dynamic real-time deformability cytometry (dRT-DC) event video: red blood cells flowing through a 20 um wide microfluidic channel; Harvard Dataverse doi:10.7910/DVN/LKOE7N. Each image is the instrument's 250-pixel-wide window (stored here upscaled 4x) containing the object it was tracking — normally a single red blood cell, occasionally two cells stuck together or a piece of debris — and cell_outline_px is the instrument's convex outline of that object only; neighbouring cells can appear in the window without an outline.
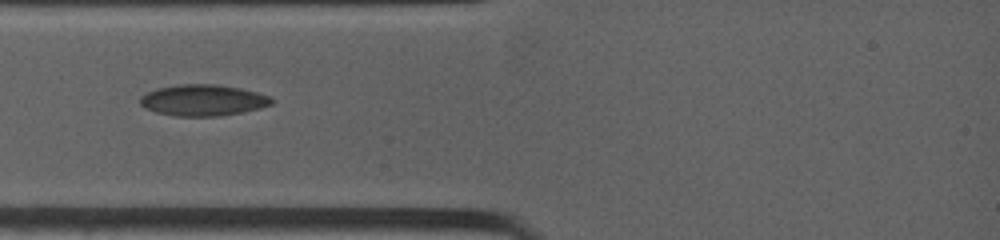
{"species": "common noctule bat (a hibernating species)", "species_latin": "Nyctalus noctula", "temperature_condition": "warm", "stored_images_in_passage": 25, "camera_frame_rate_fps": 4500, "um_per_image_px": 0.085, "animal": {"sex": "female", "body_mass_g": 19.0, "forearm_length_mm": 53.3}, "frame": {"image": 1, "passage_image": 5, "time_ms": 0.667, "image_size_px": [1000, 240], "cell_outline_px": [[276, 100], [272, 104], [260, 108], [220, 116], [176, 116], [156, 112], [144, 108], [140, 104], [140, 96], [156, 88], [180, 84], [216, 84], [240, 88], [256, 92], [268, 96]], "centroid_in_image_um": [17.24, 8.51], "position_along_channel_um": 67.8, "area_um2": 23.93}}
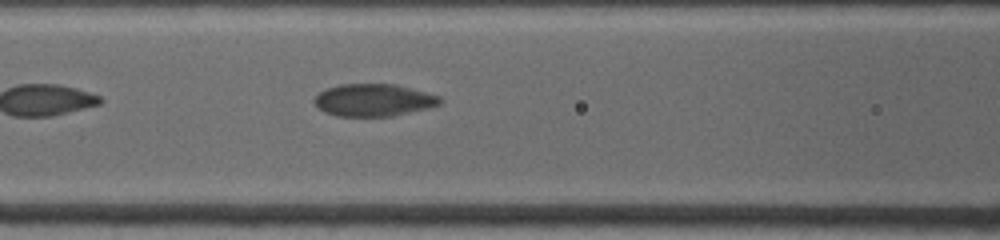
{"frame": {"image": 2, "passage_image": 16, "time_ms": 2.444, "image_size_px": [1000, 240], "cell_outline_px": [[444, 100], [440, 104], [428, 108], [392, 116], [336, 116], [324, 112], [316, 108], [312, 100], [320, 92], [328, 88], [340, 84], [396, 84], [440, 96]], "centroid_in_image_um": [31.74, 8.51], "position_along_channel_um": 134.9, "area_um2": 23.81}}
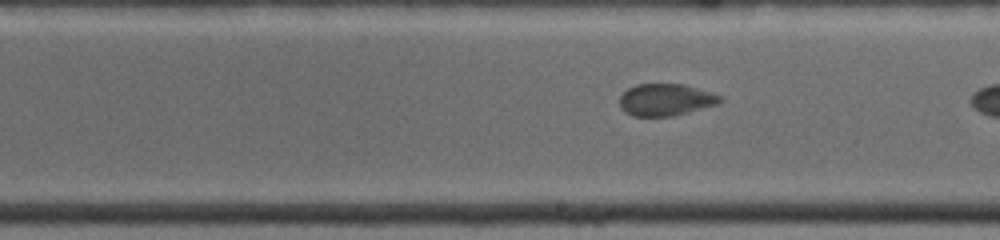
{"frame": {"image": 3, "passage_image": 22, "time_ms": 4.222, "image_size_px": [1000, 240], "cell_outline_px": [[724, 100], [720, 104], [672, 116], [632, 116], [624, 112], [620, 108], [620, 96], [628, 88], [636, 84], [684, 84], [712, 92], [724, 96]], "centroid_in_image_um": [56.63, 8.48], "position_along_channel_um": 232.4, "area_um2": 19.02}}